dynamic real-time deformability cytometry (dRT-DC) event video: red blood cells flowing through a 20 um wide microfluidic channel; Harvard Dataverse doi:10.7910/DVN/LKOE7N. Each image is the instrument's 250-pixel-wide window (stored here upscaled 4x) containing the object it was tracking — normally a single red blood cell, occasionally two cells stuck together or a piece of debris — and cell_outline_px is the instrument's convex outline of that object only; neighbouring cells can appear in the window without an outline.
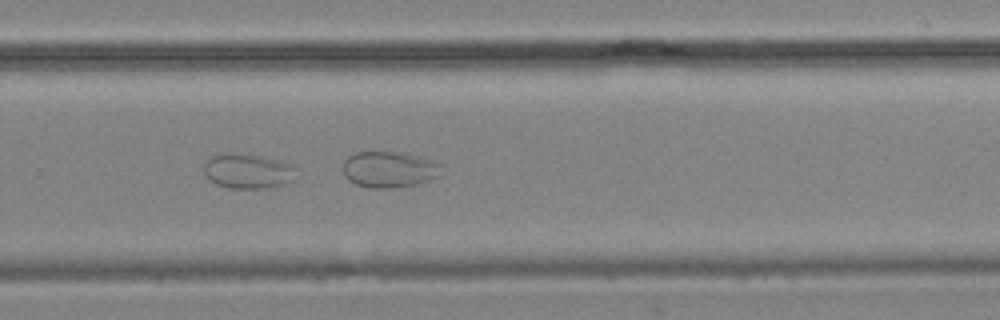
{"species": "common noctule bat (a hibernating species)", "species_latin": "Nyctalus noctula", "temperature_condition": "cold", "stored_images_in_passage": 11, "camera_frame_rate_fps": 3000, "um_per_image_px": 0.085, "animal": {"sex": "male", "body_mass_g": 19.2, "forearm_length_mm": 51.8}, "frame": {"image": 1, "passage_image": 11, "time_ms": 12.667, "image_size_px": [1000, 320], "cell_outline_px": [[440, 176], [416, 184], [392, 188], [372, 188], [356, 184], [348, 180], [344, 176], [344, 160], [352, 152], [400, 152], [432, 160], [436, 164]], "centroid_in_image_um": [33.0, 14.4], "position_along_channel_um": 296.8, "area_um2": 20.4}}